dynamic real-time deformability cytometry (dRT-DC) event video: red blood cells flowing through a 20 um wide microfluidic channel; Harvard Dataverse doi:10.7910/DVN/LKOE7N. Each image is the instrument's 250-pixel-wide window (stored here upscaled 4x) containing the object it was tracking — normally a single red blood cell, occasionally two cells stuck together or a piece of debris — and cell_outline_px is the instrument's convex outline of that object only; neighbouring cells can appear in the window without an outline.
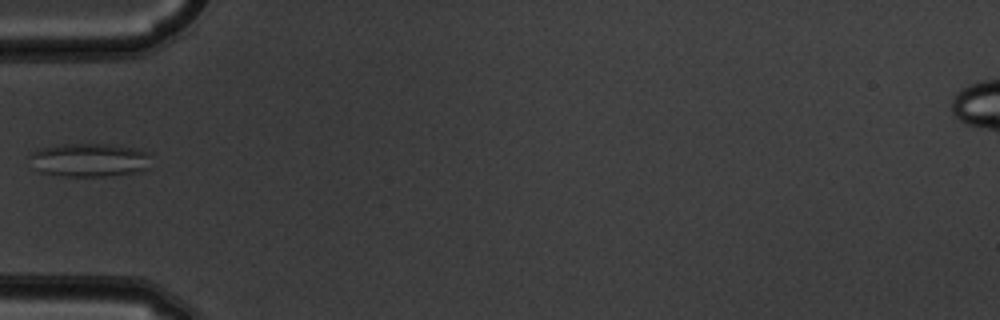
{"species": "common noctule bat (a hibernating species)", "species_latin": "Nyctalus noctula", "temperature_condition": "warm", "stored_images_in_passage": 1, "camera_frame_rate_fps": 3000, "um_per_image_px": 0.085, "animal": {"sex": "male", "body_mass_g": 19.5, "forearm_length_mm": 54.6}, "frame": {"image": 1, "passage_image": 1, "time_ms": 0.0, "image_size_px": [1000, 320], "cell_outline_px": [[152, 152], [148, 168], [132, 172], [104, 176], [64, 176], [40, 172], [36, 168], [28, 156], [32, 152], [40, 148], [64, 144], [112, 144]], "centroid_in_image_um": [7.61, 13.58], "position_along_channel_um": 77.4, "area_um2": 23.64}}